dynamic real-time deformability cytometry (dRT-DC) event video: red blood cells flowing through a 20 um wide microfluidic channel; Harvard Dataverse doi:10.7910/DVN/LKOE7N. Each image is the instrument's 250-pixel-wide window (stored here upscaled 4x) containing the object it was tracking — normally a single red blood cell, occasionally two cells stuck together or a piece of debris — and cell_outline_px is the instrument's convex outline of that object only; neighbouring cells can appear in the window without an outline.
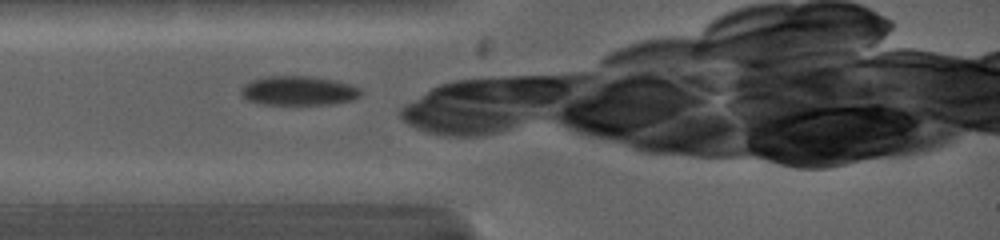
{"species": "common noctule bat (a hibernating species)", "species_latin": "Nyctalus noctula", "temperature_condition": "warm", "stored_images_in_passage": 8, "camera_frame_rate_fps": 5000, "um_per_image_px": 0.085, "animal": {"sex": "female", "body_mass_g": 19.0, "forearm_length_mm": 53.3}, "frame": {"image": 1, "passage_image": 1, "time_ms": 0.0, "image_size_px": [1000, 240], "cell_outline_px": [[364, 92], [360, 96], [352, 100], [332, 104], [260, 104], [248, 100], [240, 96], [240, 88], [244, 84], [252, 80], [268, 76], [308, 76], [336, 80], [352, 84], [360, 88]], "centroid_in_image_um": [25.39, 7.71], "position_along_channel_um": 59.6, "area_um2": 20.69}}